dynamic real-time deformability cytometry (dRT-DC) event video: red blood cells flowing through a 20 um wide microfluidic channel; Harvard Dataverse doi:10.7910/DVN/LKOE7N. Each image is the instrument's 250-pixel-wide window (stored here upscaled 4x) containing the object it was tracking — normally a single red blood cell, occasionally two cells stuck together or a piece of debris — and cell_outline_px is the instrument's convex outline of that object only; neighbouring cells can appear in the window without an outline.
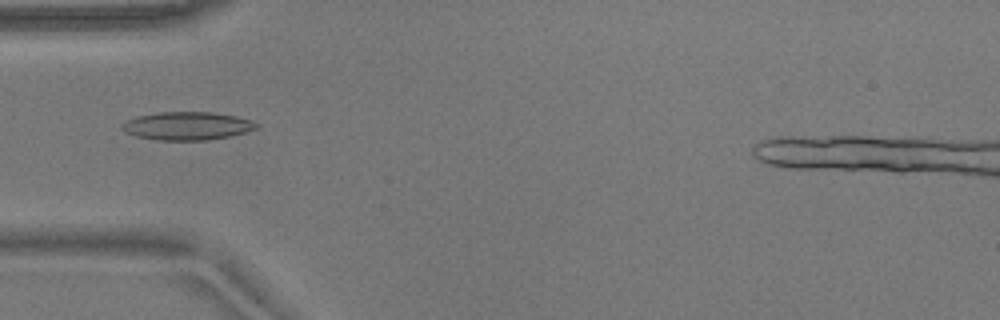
{"species": "common noctule bat (a hibernating species)", "species_latin": "Nyctalus noctula", "temperature_condition": "warm", "stored_images_in_passage": 53, "camera_frame_rate_fps": 3000, "um_per_image_px": 0.085, "animal": {"sex": "male", "body_mass_g": 17.9}, "frame": {"image": 1, "passage_image": 17, "time_ms": 5.333, "image_size_px": [1000, 320], "cell_outline_px": [[260, 124], [256, 128], [232, 136], [208, 140], [160, 140], [136, 136], [124, 132], [120, 128], [120, 124], [136, 116], [160, 112], [212, 112], [236, 116]], "centroid_in_image_um": [15.87, 10.7], "position_along_channel_um": 69.1, "area_um2": 22.02}}
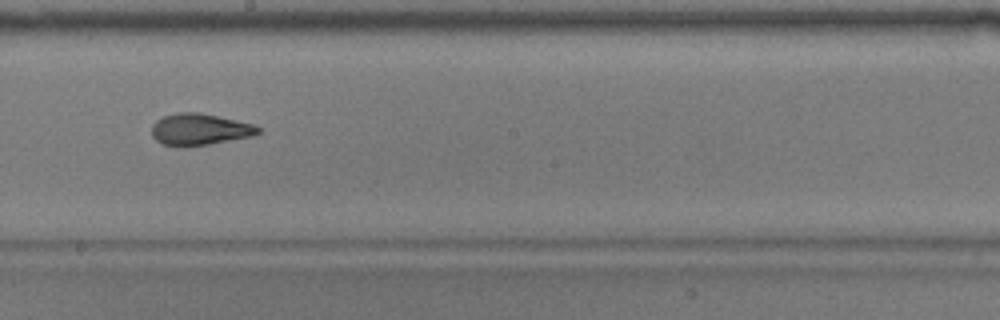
{"frame": {"image": 2, "passage_image": 30, "time_ms": 9.667, "image_size_px": [1000, 320], "cell_outline_px": [[260, 132], [252, 136], [208, 144], [164, 144], [156, 140], [152, 136], [152, 124], [156, 120], [164, 116], [180, 112], [200, 112], [252, 124], [260, 128]], "centroid_in_image_um": [16.97, 10.96], "position_along_channel_um": 231.2, "area_um2": 18.9}}
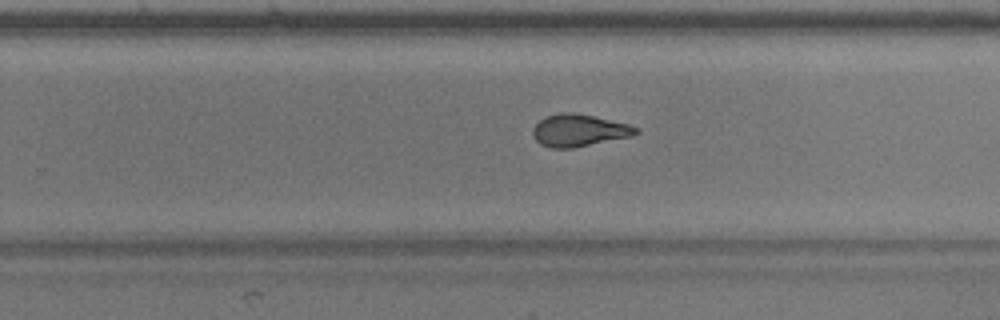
{"frame": {"image": 3, "passage_image": 34, "time_ms": 11.0, "image_size_px": [1000, 320], "cell_outline_px": [[640, 132], [632, 136], [572, 148], [552, 148], [540, 144], [532, 136], [532, 128], [540, 120], [548, 116], [564, 112], [572, 112], [592, 116], [628, 124], [640, 128]], "centroid_in_image_um": [49.21, 11.09], "position_along_channel_um": 280.6, "area_um2": 19.19}, "authors_computed_cell_mechanics": {"area_um2": 19.941, "velocity_mm_per_s": 3.716, "shape_relaxation_time_tau1_ms": 4.9672, "shape_relaxation_time_tau2_ms": 1.7971, "deformation_change_tau1": 0.1549, "deformation_change_tau2": 0.0789}}